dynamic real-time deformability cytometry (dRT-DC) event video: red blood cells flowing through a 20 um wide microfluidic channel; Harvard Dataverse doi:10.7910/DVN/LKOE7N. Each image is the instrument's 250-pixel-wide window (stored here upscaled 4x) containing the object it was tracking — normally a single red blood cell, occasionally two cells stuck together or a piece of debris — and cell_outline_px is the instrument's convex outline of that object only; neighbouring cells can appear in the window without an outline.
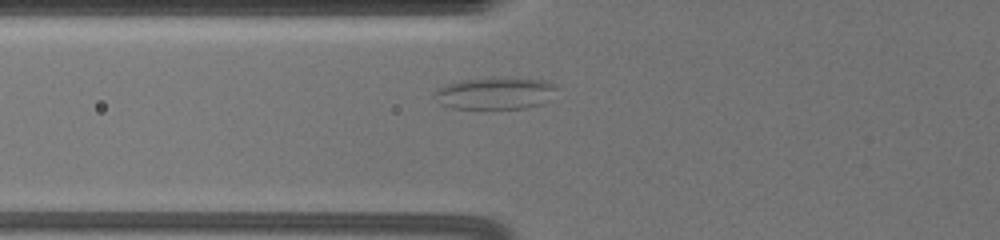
{"species": "common noctule bat (a hibernating species)", "species_latin": "Nyctalus noctula", "temperature_condition": "warm", "stored_images_in_passage": 37, "camera_frame_rate_fps": 3000, "um_per_image_px": 0.085, "animal": {"sex": "female", "body_mass_g": 19.5, "forearm_length_mm": 54.1}, "frame": {"image": 1, "passage_image": 6, "time_ms": 3.0, "image_size_px": [1000, 240], "cell_outline_px": [[556, 88], [548, 100], [544, 104], [528, 108], [452, 108], [440, 104], [436, 92], [436, 88], [460, 80], [544, 80], [556, 84]], "centroid_in_image_um": [42.11, 7.97], "position_along_channel_um": 83.7, "area_um2": 21.73}}
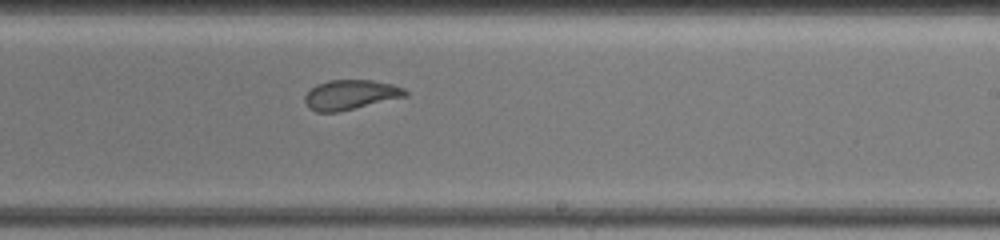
{"frame": {"image": 2, "passage_image": 20, "time_ms": 8.0, "image_size_px": [1000, 240], "cell_outline_px": [[408, 96], [340, 112], [316, 112], [308, 108], [304, 100], [304, 96], [316, 84], [328, 80], [372, 80], [392, 84], [404, 88], [408, 92]], "centroid_in_image_um": [29.8, 8.06], "position_along_channel_um": 259.2, "area_um2": 17.63}}
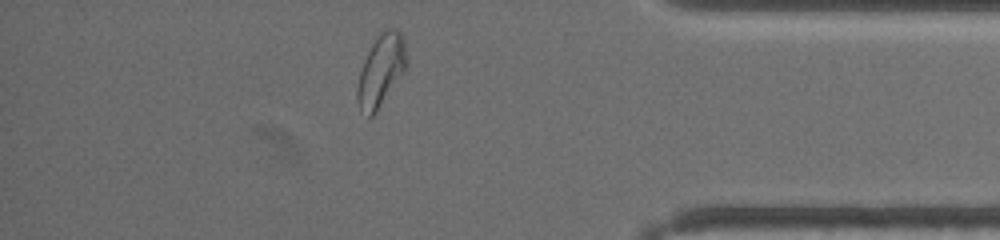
{"frame": {"image": 3, "passage_image": 31, "time_ms": 12.667, "image_size_px": [1000, 240], "cell_outline_px": [[408, 68], [376, 112], [372, 116], [368, 116], [360, 108], [356, 100], [356, 88], [360, 72], [364, 60], [376, 36], [380, 32], [388, 28], [392, 28], [400, 32], [404, 36], [408, 64]], "centroid_in_image_um": [32.42, 5.97], "position_along_channel_um": 402.8, "area_um2": 20.87}, "authors_computed_cell_mechanics": {"area_um2": 18.6694, "velocity_mm_per_s": 3.5181, "shape_relaxation_time_tau1_ms": null, "shape_relaxation_time_tau2_ms": 1.0432, "deformation_change_tau1": null, "deformation_change_tau2": 0.0782}}